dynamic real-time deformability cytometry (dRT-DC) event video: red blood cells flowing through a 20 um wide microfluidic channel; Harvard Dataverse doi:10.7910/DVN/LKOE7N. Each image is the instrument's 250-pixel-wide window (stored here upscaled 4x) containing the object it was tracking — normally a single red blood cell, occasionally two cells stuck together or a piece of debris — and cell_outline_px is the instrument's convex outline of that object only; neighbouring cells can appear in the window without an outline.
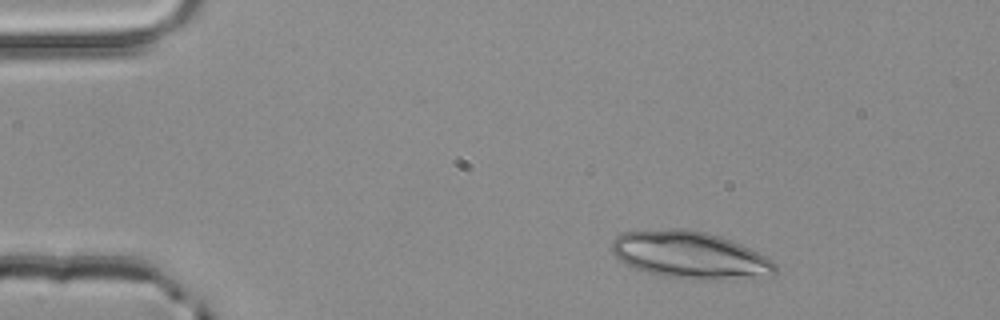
{"species": "common noctule bat (a hibernating species)", "species_latin": "Nyctalus noctula", "temperature_condition": "room temperature", "stored_images_in_passage": 2, "camera_frame_rate_fps": 3000, "um_per_image_px": 0.085, "animal": {"sex": "male", "body_mass_g": 20.4}, "frame": {"image": 1, "passage_image": 1, "time_ms": 0.0, "image_size_px": [1000, 320], "cell_outline_px": [[776, 272], [772, 276], [700, 280], [660, 276], [636, 268], [620, 260], [612, 252], [612, 240], [616, 236], [624, 232], [668, 228], [688, 228], [720, 236], [732, 240], [772, 260], [776, 264]], "centroid_in_image_um": [58.64, 21.67], "position_along_channel_um": 26.4, "area_um2": 44.8}}